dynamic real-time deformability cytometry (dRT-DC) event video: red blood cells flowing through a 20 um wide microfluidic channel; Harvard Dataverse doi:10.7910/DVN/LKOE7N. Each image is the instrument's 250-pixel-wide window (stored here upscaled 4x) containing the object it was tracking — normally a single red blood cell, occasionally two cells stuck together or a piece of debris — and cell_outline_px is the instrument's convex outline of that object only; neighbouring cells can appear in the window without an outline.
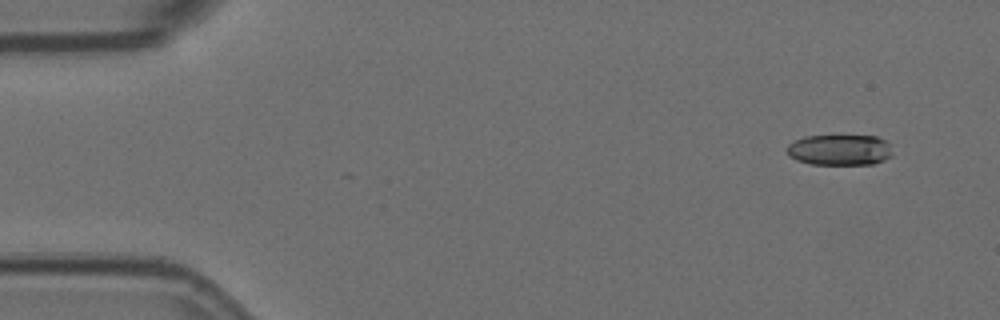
{"species": "Egyptian fruit bat (a non-hibernating species)", "species_latin": "Rousettus aegyptiacus", "temperature_condition": "room temperature", "stored_images_in_passage": 54, "camera_frame_rate_fps": 3000, "um_per_image_px": 0.085, "animal": {"sex": "female"}, "frame": {"image": 1, "passage_image": 1, "time_ms": 0.0, "image_size_px": [1000, 320], "cell_outline_px": [[892, 156], [884, 160], [872, 164], [812, 164], [796, 160], [788, 156], [788, 144], [804, 136], [876, 136], [884, 140], [888, 144]], "centroid_in_image_um": [71.36, 12.74], "position_along_channel_um": 13.6, "area_um2": 18.79}}
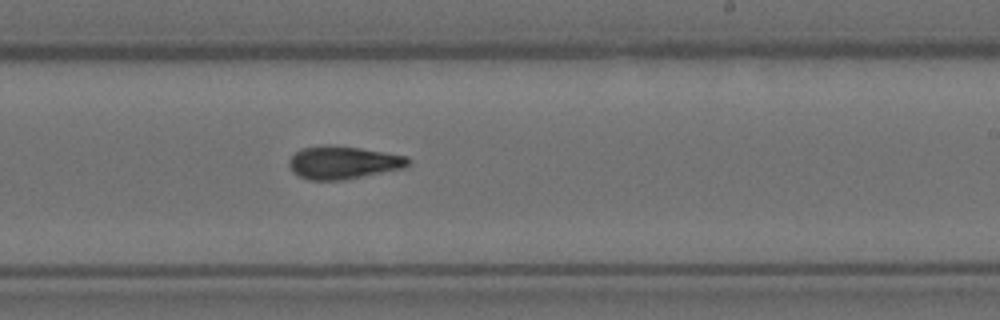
{"frame": {"image": 2, "passage_image": 31, "time_ms": 10.0, "image_size_px": [1000, 320], "cell_outline_px": [[412, 164], [404, 168], [340, 180], [308, 180], [292, 172], [288, 164], [288, 160], [296, 152], [304, 148], [360, 148], [408, 156], [412, 160]], "centroid_in_image_um": [29.23, 13.86], "position_along_channel_um": 259.8, "area_um2": 22.02}}
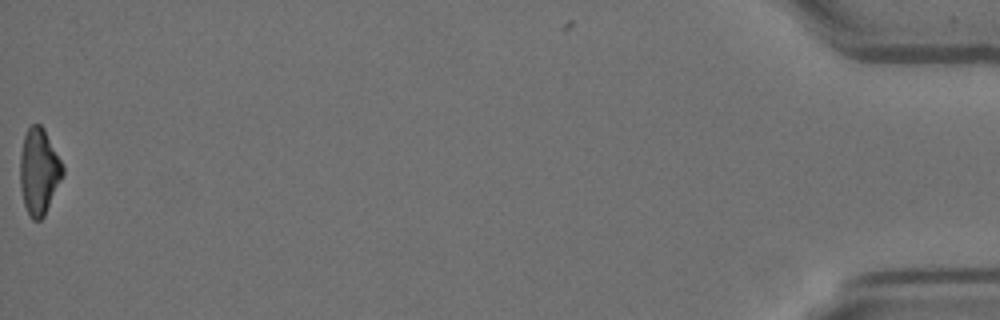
{"frame": {"image": 3, "passage_image": 54, "time_ms": 17.667, "image_size_px": [1000, 320], "cell_outline_px": [[64, 172], [44, 216], [40, 220], [32, 220], [24, 204], [20, 188], [20, 156], [24, 136], [28, 128], [32, 124], [40, 124], [44, 128], [64, 168]], "centroid_in_image_um": [3.29, 14.57], "position_along_channel_um": 431.9, "area_um2": 21.1}, "authors_computed_cell_mechanics": {"area_um2": 21.8195, "velocity_mm_per_s": 3.5937, "shape_relaxation_time_tau1_ms": null, "shape_relaxation_time_tau2_ms": 4.3368, "deformation_change_tau1": null, "deformation_change_tau2": 0.1264}}